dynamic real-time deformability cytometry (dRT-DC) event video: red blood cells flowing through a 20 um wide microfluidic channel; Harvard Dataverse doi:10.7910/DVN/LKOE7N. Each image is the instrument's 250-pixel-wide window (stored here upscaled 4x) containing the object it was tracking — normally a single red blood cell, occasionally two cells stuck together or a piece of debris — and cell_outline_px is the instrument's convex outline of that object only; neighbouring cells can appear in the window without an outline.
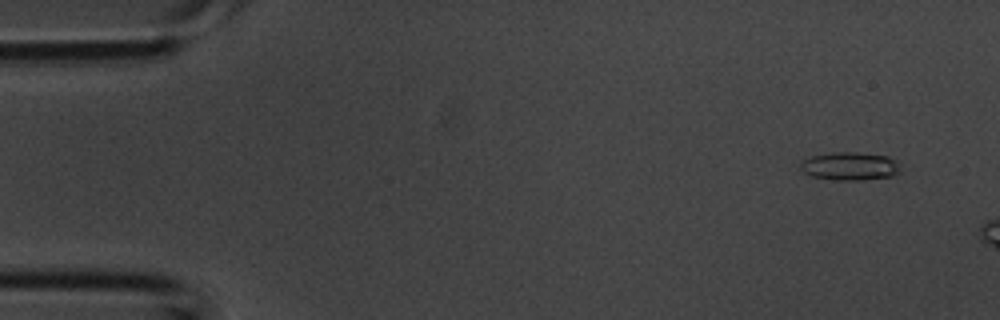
{"species": "common noctule bat (a hibernating species)", "species_latin": "Nyctalus noctula", "temperature_condition": "room temperature", "stored_images_in_passage": 3, "camera_frame_rate_fps": 3000, "um_per_image_px": 0.085, "animal": {"sex": "male", "body_mass_g": 20.1, "forearm_length_mm": 53.5}, "frame": {"image": 1, "passage_image": 1, "time_ms": 0.0, "image_size_px": [1000, 320], "cell_outline_px": [[900, 172], [892, 176], [860, 180], [836, 180], [812, 176], [804, 172], [800, 168], [800, 164], [804, 160], [812, 156], [832, 152], [856, 152], [888, 156], [896, 160], [900, 168]], "centroid_in_image_um": [72.26, 14.12], "position_along_channel_um": 12.7, "area_um2": 16.36}}